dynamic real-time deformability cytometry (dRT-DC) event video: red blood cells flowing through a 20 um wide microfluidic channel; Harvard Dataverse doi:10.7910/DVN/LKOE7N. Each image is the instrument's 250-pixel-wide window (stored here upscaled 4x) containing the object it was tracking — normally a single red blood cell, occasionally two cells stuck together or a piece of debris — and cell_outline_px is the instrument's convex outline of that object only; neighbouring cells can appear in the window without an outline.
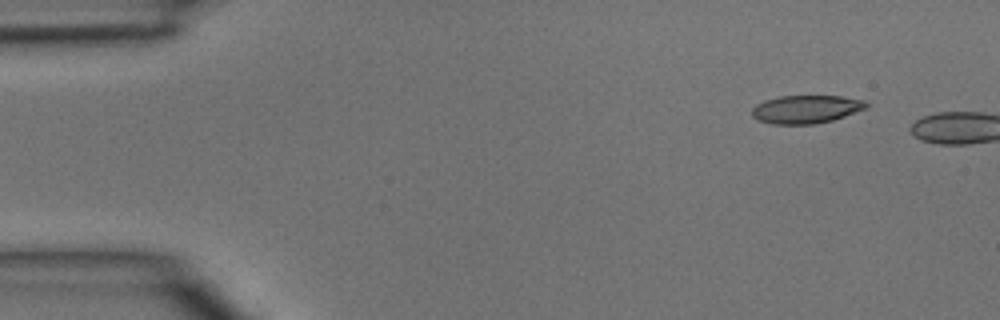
{"species": "common noctule bat (a hibernating species)", "species_latin": "Nyctalus noctula", "temperature_condition": "room temperature", "stored_images_in_passage": 3, "camera_frame_rate_fps": 3000, "um_per_image_px": 0.085, "animal": {"sex": "male", "body_mass_g": 15.6}, "frame": {"image": 1, "passage_image": 2, "time_ms": 0.333, "image_size_px": [1000, 320], "cell_outline_px": [[868, 108], [832, 120], [816, 124], [772, 124], [760, 120], [752, 116], [752, 108], [756, 104], [764, 100], [780, 96], [840, 96], [864, 100], [868, 104]], "centroid_in_image_um": [68.52, 9.28], "position_along_channel_um": 16.5, "area_um2": 18.73}}